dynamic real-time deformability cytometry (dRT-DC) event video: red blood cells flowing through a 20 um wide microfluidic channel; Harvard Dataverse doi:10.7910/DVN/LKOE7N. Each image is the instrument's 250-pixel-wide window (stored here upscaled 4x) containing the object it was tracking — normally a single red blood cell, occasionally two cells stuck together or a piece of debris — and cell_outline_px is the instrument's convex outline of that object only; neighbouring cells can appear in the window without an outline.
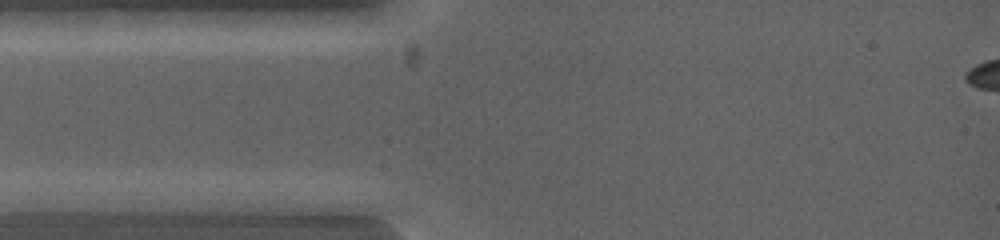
{"species": "common noctule bat (a hibernating species)", "species_latin": "Nyctalus noctula", "temperature_condition": "warm", "stored_images_in_passage": 4, "camera_frame_rate_fps": 5000, "um_per_image_px": 0.085, "animal": {"sex": "female", "body_mass_g": 19.0, "forearm_length_mm": 53.3}, "frame": {"image": 1, "passage_image": 1, "time_ms": 0.0, "image_size_px": [1000, 240], "cell_outline_px": [[100, 200], [84, 212], [20, 212], [12, 200], [20, 192], [80, 192]], "centroid_in_image_um": [4.57, 17.17], "position_along_channel_um": 80.4, "area_um2": 10.87}}